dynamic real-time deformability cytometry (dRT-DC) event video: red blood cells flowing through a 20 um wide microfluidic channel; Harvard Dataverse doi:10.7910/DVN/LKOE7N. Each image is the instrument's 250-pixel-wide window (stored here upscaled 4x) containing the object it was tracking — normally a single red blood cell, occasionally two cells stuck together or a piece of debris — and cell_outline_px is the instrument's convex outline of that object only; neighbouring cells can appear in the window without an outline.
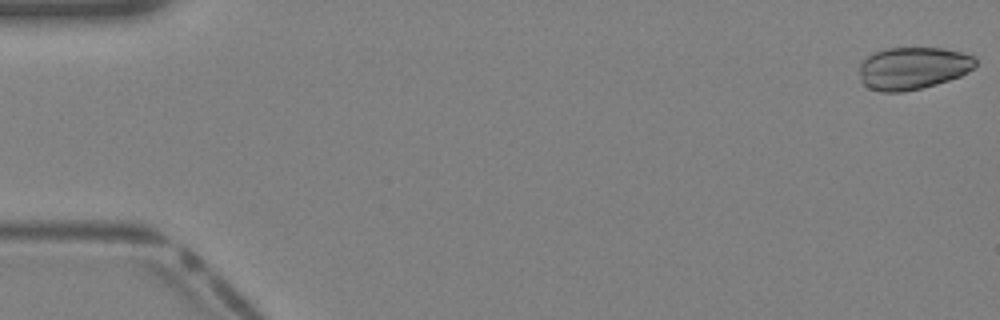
{"species": "Egyptian fruit bat (a non-hibernating species)", "species_latin": "Rousettus aegyptiacus", "temperature_condition": "warm", "stored_images_in_passage": 40, "camera_frame_rate_fps": 3000, "um_per_image_px": 0.085, "animal": {"sex": "female"}, "frame": {"image": 1, "passage_image": 1, "time_ms": 0.0, "image_size_px": [1000, 320], "cell_outline_px": [[976, 64], [972, 68], [960, 76], [936, 84], [904, 92], [880, 92], [868, 88], [860, 80], [860, 64], [872, 52], [884, 48], [944, 48], [960, 52], [972, 56], [976, 60]], "centroid_in_image_um": [77.55, 5.79], "position_along_channel_um": 7.4, "area_um2": 28.67}}
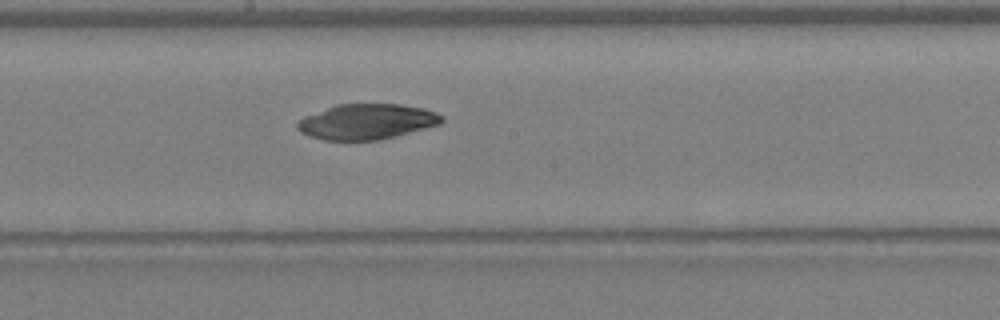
{"frame": {"image": 2, "passage_image": 22, "time_ms": 7.0, "image_size_px": [1000, 320], "cell_outline_px": [[444, 120], [440, 124], [396, 136], [376, 140], [324, 140], [308, 136], [300, 132], [296, 128], [296, 124], [304, 116], [336, 104], [400, 104], [424, 108], [436, 112], [444, 116]], "centroid_in_image_um": [31.17, 10.34], "position_along_channel_um": 217.0, "area_um2": 29.88}}
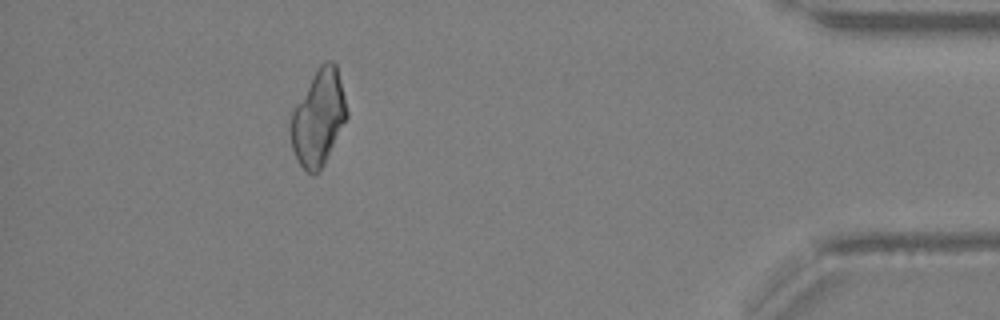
{"frame": {"image": 3, "passage_image": 36, "time_ms": 11.667, "image_size_px": [1000, 320], "cell_outline_px": [[348, 116], [320, 172], [312, 176], [300, 164], [292, 148], [288, 128], [292, 108], [312, 76], [320, 64], [324, 60], [332, 60], [336, 64], [348, 112]], "centroid_in_image_um": [27.03, 10.01], "position_along_channel_um": 408.2, "area_um2": 31.5}}